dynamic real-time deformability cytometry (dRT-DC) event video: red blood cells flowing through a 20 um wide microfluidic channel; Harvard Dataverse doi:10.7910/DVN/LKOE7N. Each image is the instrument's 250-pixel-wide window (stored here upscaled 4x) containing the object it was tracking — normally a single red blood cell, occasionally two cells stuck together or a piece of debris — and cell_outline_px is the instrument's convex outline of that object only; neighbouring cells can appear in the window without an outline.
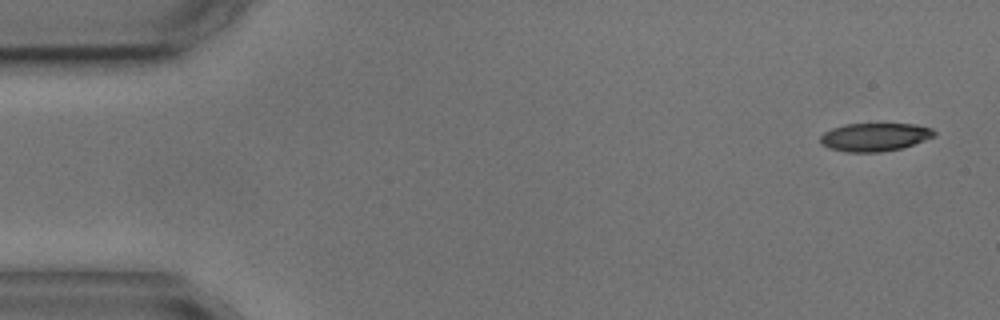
{"species": "common noctule bat (a hibernating species)", "species_latin": "Nyctalus noctula", "temperature_condition": "cold", "stored_images_in_passage": 6, "camera_frame_rate_fps": 3000, "um_per_image_px": 0.085, "animal": {"sex": "male", "body_mass_g": 17.9, "forearm_length_mm": 54.2}, "frame": {"image": 1, "passage_image": 1, "time_ms": 0.0, "image_size_px": [1000, 320], "cell_outline_px": [[936, 136], [900, 148], [880, 152], [848, 152], [828, 148], [820, 144], [820, 136], [824, 132], [832, 128], [844, 124], [916, 124], [932, 128], [936, 132]], "centroid_in_image_um": [74.33, 11.64], "position_along_channel_um": 10.7, "area_um2": 18.73}}
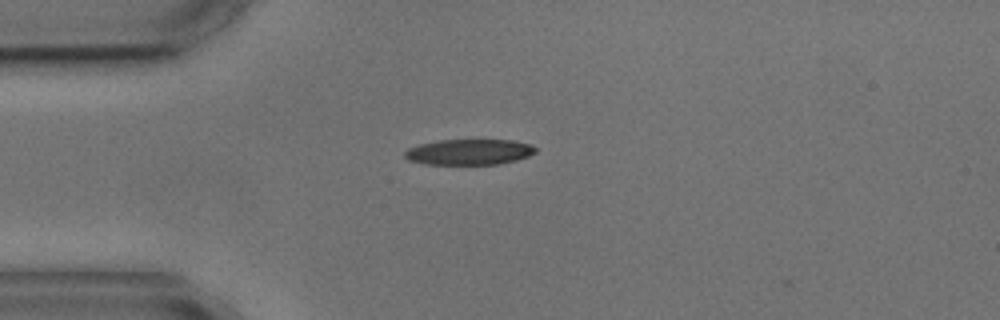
{"frame": {"image": 2, "passage_image": 4, "time_ms": 3.667, "image_size_px": [1000, 320], "cell_outline_px": [[536, 152], [528, 156], [516, 160], [496, 164], [424, 164], [408, 160], [404, 156], [404, 152], [408, 148], [420, 144], [440, 140], [512, 140], [532, 144], [536, 148]], "centroid_in_image_um": [39.88, 12.91], "position_along_channel_um": 45.1, "area_um2": 19.54}}
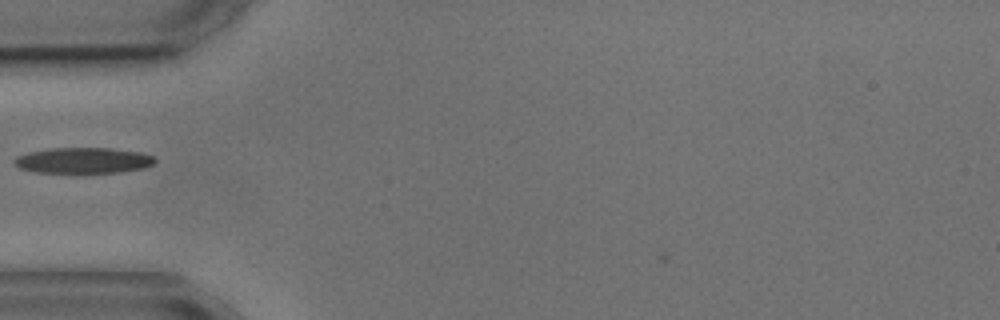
{"frame": {"image": 3, "passage_image": 5, "time_ms": 5.0, "image_size_px": [1000, 320], "cell_outline_px": [[156, 160], [152, 164], [140, 168], [120, 172], [36, 172], [20, 168], [12, 160], [16, 156], [28, 152], [52, 148], [108, 148], [140, 152], [152, 156]], "centroid_in_image_um": [7.03, 13.63], "position_along_channel_um": 78.0, "area_um2": 20.75}}